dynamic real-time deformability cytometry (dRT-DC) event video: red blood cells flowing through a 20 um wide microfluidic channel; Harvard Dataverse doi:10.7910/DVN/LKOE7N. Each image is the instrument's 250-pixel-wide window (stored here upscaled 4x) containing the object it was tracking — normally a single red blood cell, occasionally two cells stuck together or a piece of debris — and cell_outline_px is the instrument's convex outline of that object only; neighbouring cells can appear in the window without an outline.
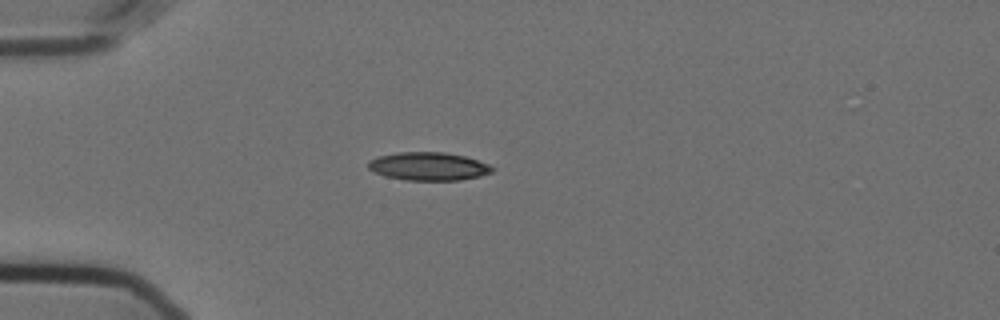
{"species": "Egyptian fruit bat (a non-hibernating species)", "species_latin": "Rousettus aegyptiacus", "temperature_condition": "cold", "stored_images_in_passage": 54, "camera_frame_rate_fps": 3000, "um_per_image_px": 0.085, "animal": {"sex": "female"}, "frame": {"image": 1, "passage_image": 14, "time_ms": 4.333, "image_size_px": [1000, 320], "cell_outline_px": [[496, 168], [492, 172], [480, 176], [460, 180], [404, 180], [384, 176], [372, 172], [368, 168], [368, 160], [380, 156], [396, 152], [444, 152], [464, 156], [488, 164]], "centroid_in_image_um": [36.39, 14.14], "position_along_channel_um": 48.6, "area_um2": 20.46}}
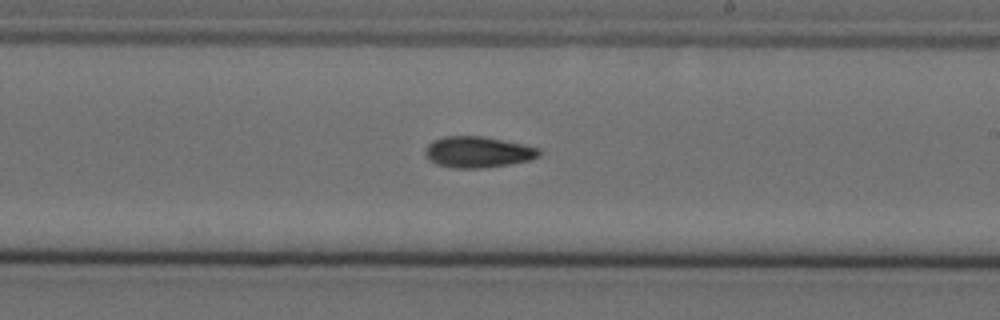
{"frame": {"image": 2, "passage_image": 32, "time_ms": 10.333, "image_size_px": [1000, 320], "cell_outline_px": [[540, 156], [532, 160], [508, 164], [480, 168], [456, 168], [436, 164], [424, 156], [424, 152], [428, 144], [432, 140], [444, 136], [484, 136], [524, 144], [540, 148]], "centroid_in_image_um": [40.62, 12.91], "position_along_channel_um": 248.4, "area_um2": 20.81}}
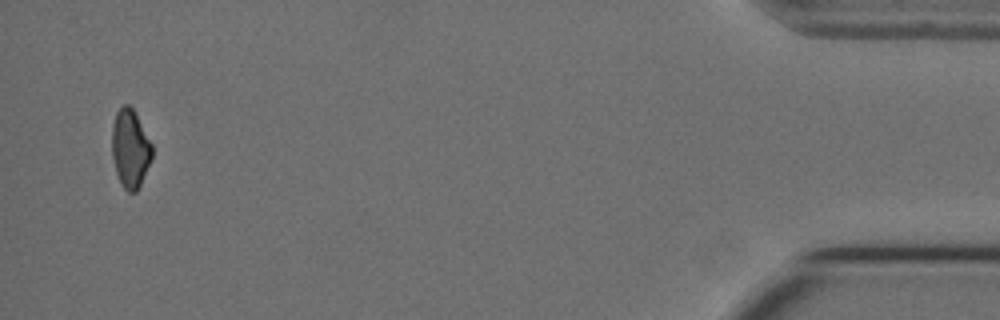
{"frame": {"image": 3, "passage_image": 53, "time_ms": 17.333, "image_size_px": [1000, 320], "cell_outline_px": [[152, 160], [136, 192], [128, 192], [124, 188], [116, 172], [112, 156], [112, 124], [116, 112], [124, 104], [128, 104], [132, 108], [152, 144]], "centroid_in_image_um": [11.07, 12.63], "position_along_channel_um": 424.1, "area_um2": 18.15}}